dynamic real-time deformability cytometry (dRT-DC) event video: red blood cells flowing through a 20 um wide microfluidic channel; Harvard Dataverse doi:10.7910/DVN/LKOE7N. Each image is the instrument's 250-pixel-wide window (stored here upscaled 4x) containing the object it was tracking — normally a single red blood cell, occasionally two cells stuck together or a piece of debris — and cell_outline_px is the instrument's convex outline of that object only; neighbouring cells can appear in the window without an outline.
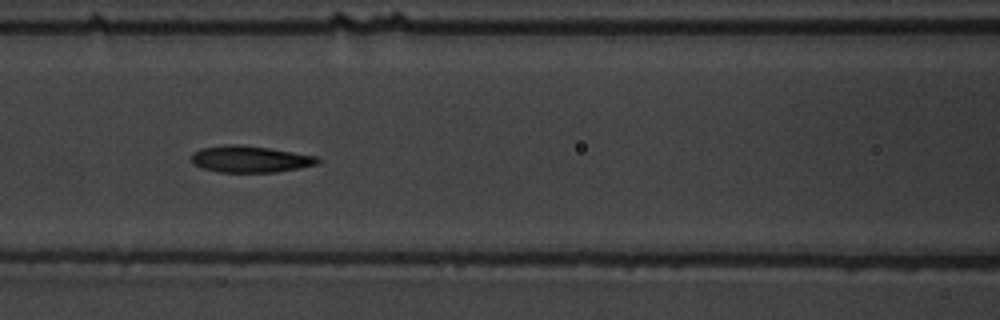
{"species": "common noctule bat (a hibernating species)", "species_latin": "Nyctalus noctula", "temperature_condition": "warm", "stored_images_in_passage": 9, "camera_frame_rate_fps": 3000, "um_per_image_px": 0.085, "animal": {"sex": "male", "body_mass_g": 19.5, "forearm_length_mm": 54.6}, "frame": {"image": 1, "passage_image": 6, "time_ms": 5.667, "image_size_px": [1000, 320], "cell_outline_px": [[320, 160], [316, 164], [300, 168], [276, 172], [220, 172], [204, 168], [196, 164], [192, 160], [192, 152], [200, 148], [232, 144], [236, 144], [268, 148], [320, 156]], "centroid_in_image_um": [21.3, 13.52], "position_along_channel_um": 145.3, "area_um2": 19.42}}
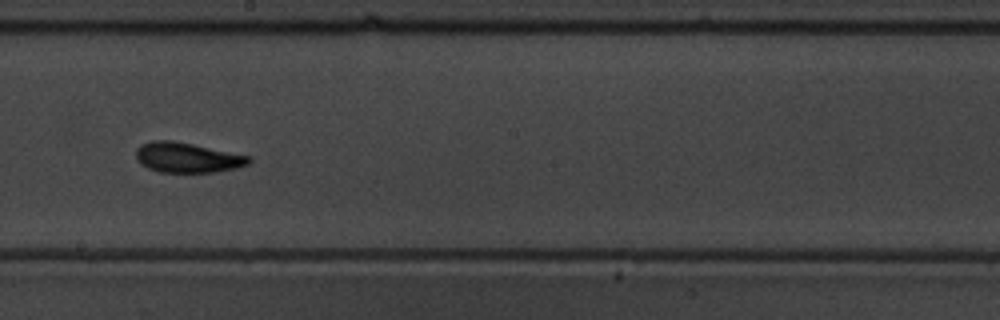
{"frame": {"image": 2, "passage_image": 8, "time_ms": 8.0, "image_size_px": [1000, 320], "cell_outline_px": [[252, 160], [248, 164], [236, 168], [212, 172], [160, 172], [148, 168], [140, 164], [136, 156], [136, 148], [140, 144], [152, 140], [172, 140], [252, 156]], "centroid_in_image_um": [15.91, 13.38], "position_along_channel_um": 232.3, "area_um2": 19.83}}
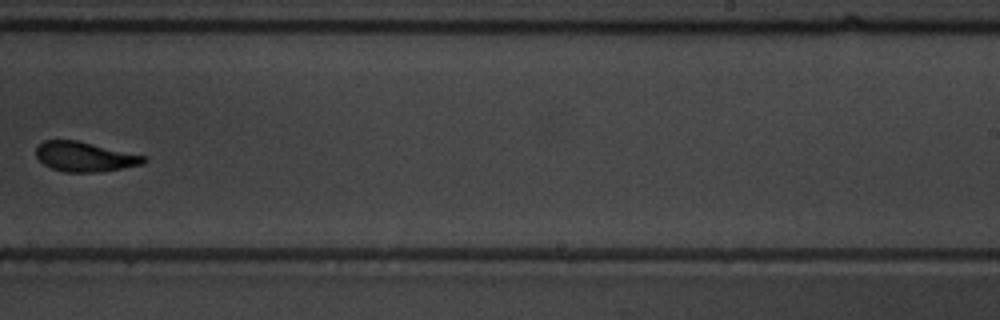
{"frame": {"image": 3, "passage_image": 9, "time_ms": 9.333, "image_size_px": [1000, 320], "cell_outline_px": [[148, 160], [144, 164], [100, 172], [64, 172], [52, 168], [44, 164], [36, 156], [36, 148], [44, 140], [76, 140], [148, 156]], "centroid_in_image_um": [7.25, 13.32], "position_along_channel_um": 281.8, "area_um2": 18.73}}